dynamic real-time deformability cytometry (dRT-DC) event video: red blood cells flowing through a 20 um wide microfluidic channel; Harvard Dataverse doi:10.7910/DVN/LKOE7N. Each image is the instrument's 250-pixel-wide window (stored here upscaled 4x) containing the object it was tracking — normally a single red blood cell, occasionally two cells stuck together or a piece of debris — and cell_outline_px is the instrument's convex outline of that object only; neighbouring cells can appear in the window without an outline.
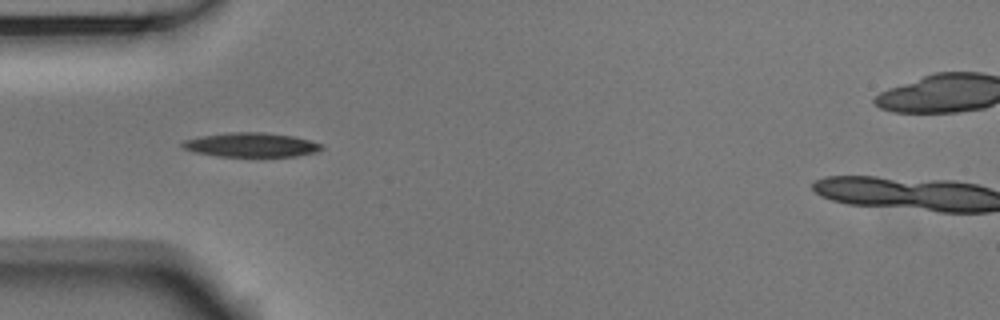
{"species": "Egyptian fruit bat (a non-hibernating species)", "species_latin": "Rousettus aegyptiacus", "temperature_condition": "room temperature", "stored_images_in_passage": 10, "camera_frame_rate_fps": 3000, "um_per_image_px": 0.085, "animal": {"sex": "male"}, "frame": {"image": 1, "passage_image": 4, "time_ms": 1.0, "image_size_px": [1000, 320], "cell_outline_px": [[324, 148], [316, 152], [296, 156], [216, 156], [196, 152], [184, 148], [180, 144], [184, 140], [204, 136], [228, 132], [264, 132], [292, 136], [308, 140], [320, 144]], "centroid_in_image_um": [21.35, 12.31], "position_along_channel_um": 63.7, "area_um2": 19.36}}
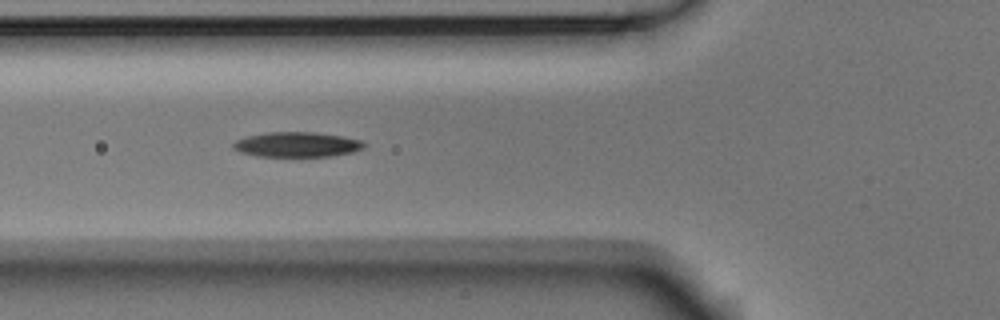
{"frame": {"image": 2, "passage_image": 7, "time_ms": 2.0, "image_size_px": [1000, 320], "cell_outline_px": [[364, 148], [352, 152], [332, 156], [256, 156], [240, 152], [232, 148], [232, 144], [236, 140], [248, 136], [268, 132], [316, 132], [344, 136], [360, 140], [364, 144]], "centroid_in_image_um": [25.23, 12.28], "position_along_channel_um": 100.6, "area_um2": 19.02}}